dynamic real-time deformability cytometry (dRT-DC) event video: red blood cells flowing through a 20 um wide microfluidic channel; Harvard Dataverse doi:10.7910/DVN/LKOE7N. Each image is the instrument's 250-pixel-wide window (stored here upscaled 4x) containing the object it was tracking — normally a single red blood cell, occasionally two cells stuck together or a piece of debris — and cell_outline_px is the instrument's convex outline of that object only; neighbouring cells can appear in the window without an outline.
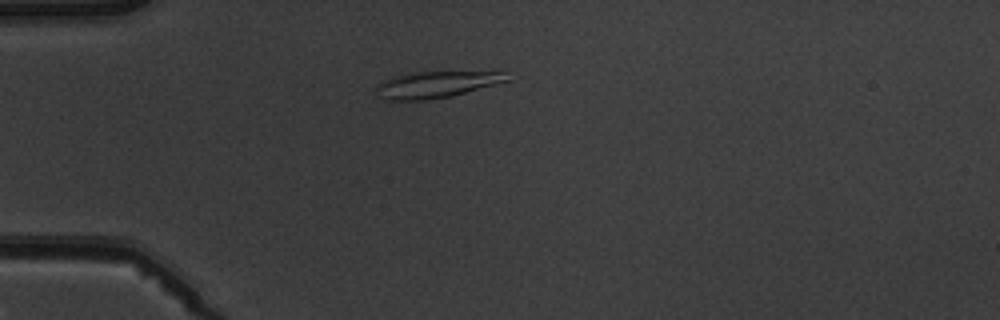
{"species": "common noctule bat (a hibernating species)", "species_latin": "Nyctalus noctula", "temperature_condition": "warm", "stored_images_in_passage": 1, "camera_frame_rate_fps": 3000, "um_per_image_px": 0.085, "animal": {"sex": "male", "body_mass_g": 19.5, "forearm_length_mm": 54.6}, "frame": {"image": 1, "passage_image": 1, "time_ms": 0.0, "image_size_px": [1000, 320], "cell_outline_px": [[512, 80], [452, 96], [428, 100], [388, 100], [380, 96], [376, 88], [376, 84], [392, 76], [412, 72], [504, 72]], "centroid_in_image_um": [37.09, 7.18], "position_along_channel_um": 47.9, "area_um2": 20.17}}